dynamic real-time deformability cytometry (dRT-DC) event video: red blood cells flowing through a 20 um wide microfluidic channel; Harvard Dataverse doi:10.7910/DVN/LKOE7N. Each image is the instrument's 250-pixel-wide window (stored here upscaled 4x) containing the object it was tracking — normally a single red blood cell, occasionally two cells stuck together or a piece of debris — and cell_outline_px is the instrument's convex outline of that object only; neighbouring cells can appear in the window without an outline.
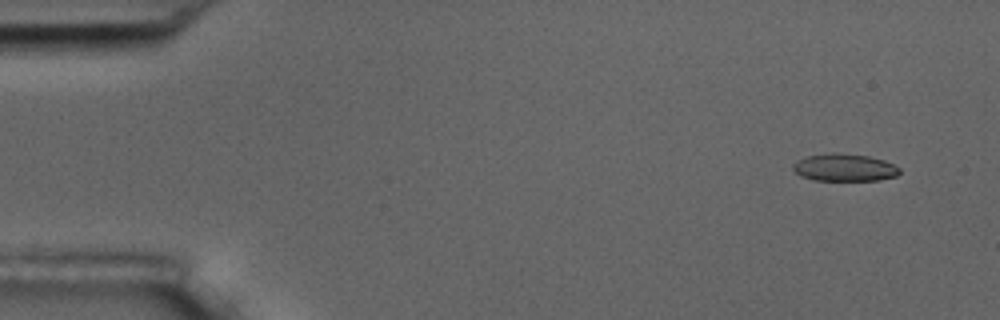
{"species": "common noctule bat (a hibernating species)", "species_latin": "Nyctalus noctula", "temperature_condition": "room temperature", "stored_images_in_passage": 6, "camera_frame_rate_fps": 3000, "um_per_image_px": 0.085, "animal": {"sex": "male", "body_mass_g": 17.5, "forearm_length_mm": 52.3}, "frame": {"image": 1, "passage_image": 1, "time_ms": 0.0, "image_size_px": [1000, 320], "cell_outline_px": [[900, 172], [896, 176], [880, 180], [812, 180], [800, 176], [792, 168], [792, 164], [796, 160], [808, 156], [836, 152], [868, 156], [884, 160], [900, 168]], "centroid_in_image_um": [71.76, 14.24], "position_along_channel_um": 13.2, "area_um2": 17.05}}
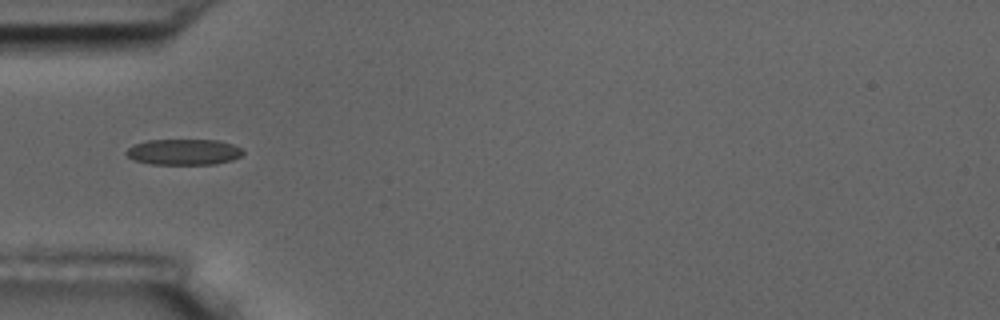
{"frame": {"image": 2, "passage_image": 5, "time_ms": 4.667, "image_size_px": [1000, 320], "cell_outline_px": [[244, 152], [240, 156], [232, 160], [216, 164], [152, 164], [132, 160], [124, 152], [132, 144], [148, 140], [220, 140], [232, 144], [240, 148]], "centroid_in_image_um": [15.59, 12.91], "position_along_channel_um": 69.4, "area_um2": 17.69}}